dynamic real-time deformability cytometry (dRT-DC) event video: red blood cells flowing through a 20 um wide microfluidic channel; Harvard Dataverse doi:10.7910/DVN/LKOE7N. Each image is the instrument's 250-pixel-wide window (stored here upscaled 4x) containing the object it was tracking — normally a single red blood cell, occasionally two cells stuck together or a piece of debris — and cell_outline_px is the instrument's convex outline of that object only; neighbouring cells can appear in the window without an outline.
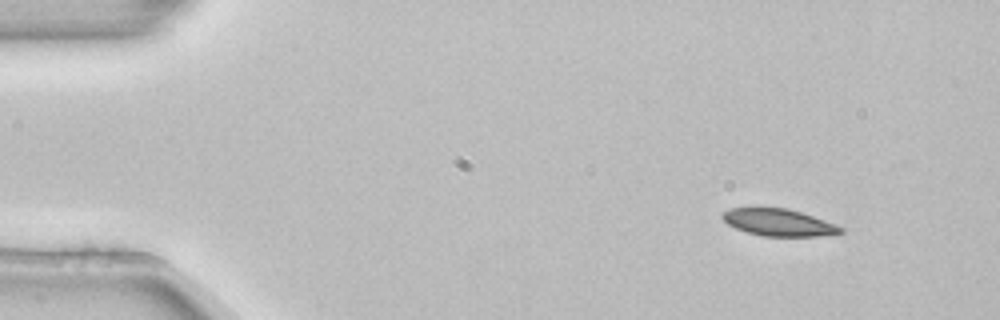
{"species": "common noctule bat (a hibernating species)", "species_latin": "Nyctalus noctula", "temperature_condition": "room temperature", "stored_images_in_passage": 4, "camera_frame_rate_fps": 3000, "um_per_image_px": 0.085, "animal": {"sex": "female", "body_mass_g": 22.7, "forearm_length_mm": 54.2}, "frame": {"image": 1, "passage_image": 1, "time_ms": 0.0, "image_size_px": [1000, 320], "cell_outline_px": [[844, 232], [820, 236], [764, 236], [748, 232], [736, 228], [728, 224], [720, 216], [720, 212], [732, 208], [788, 208], [836, 224], [844, 228]], "centroid_in_image_um": [66.18, 18.91], "position_along_channel_um": 18.8, "area_um2": 18.5}}
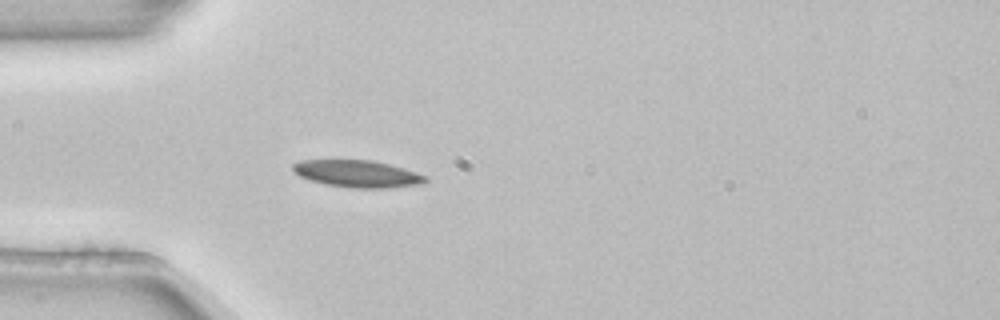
{"frame": {"image": 2, "passage_image": 4, "time_ms": 1.0, "image_size_px": [1000, 320], "cell_outline_px": [[428, 180], [420, 184], [388, 188], [348, 188], [324, 184], [300, 176], [292, 168], [292, 164], [300, 160], [372, 160], [404, 168], [428, 176]], "centroid_in_image_um": [30.4, 14.77], "position_along_channel_um": 54.6, "area_um2": 20.92}}